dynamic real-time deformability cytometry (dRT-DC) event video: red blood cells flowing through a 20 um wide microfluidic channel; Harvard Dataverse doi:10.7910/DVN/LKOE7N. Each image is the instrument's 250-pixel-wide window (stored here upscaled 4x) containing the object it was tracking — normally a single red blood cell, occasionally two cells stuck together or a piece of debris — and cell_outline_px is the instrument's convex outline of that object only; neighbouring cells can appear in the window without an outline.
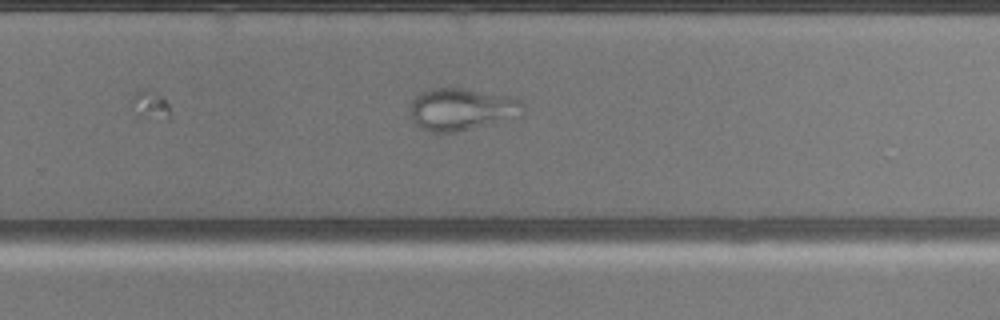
{"species": "common noctule bat (a hibernating species)", "species_latin": "Nyctalus noctula", "temperature_condition": "warm", "stored_images_in_passage": 25, "camera_frame_rate_fps": 3000, "um_per_image_px": 0.085, "animal": {"sex": "male", "body_mass_g": 20.5, "forearm_length_mm": 52.5}, "frame": {"image": 1, "passage_image": 25, "time_ms": 8.0, "image_size_px": [1000, 320], "cell_outline_px": [[524, 116], [512, 120], [456, 132], [432, 132], [420, 128], [416, 124], [412, 116], [408, 104], [420, 92], [432, 88], [464, 88], [512, 96], [520, 100], [524, 104]], "centroid_in_image_um": [39.31, 9.29], "position_along_channel_um": 290.5, "area_um2": 28.5}}